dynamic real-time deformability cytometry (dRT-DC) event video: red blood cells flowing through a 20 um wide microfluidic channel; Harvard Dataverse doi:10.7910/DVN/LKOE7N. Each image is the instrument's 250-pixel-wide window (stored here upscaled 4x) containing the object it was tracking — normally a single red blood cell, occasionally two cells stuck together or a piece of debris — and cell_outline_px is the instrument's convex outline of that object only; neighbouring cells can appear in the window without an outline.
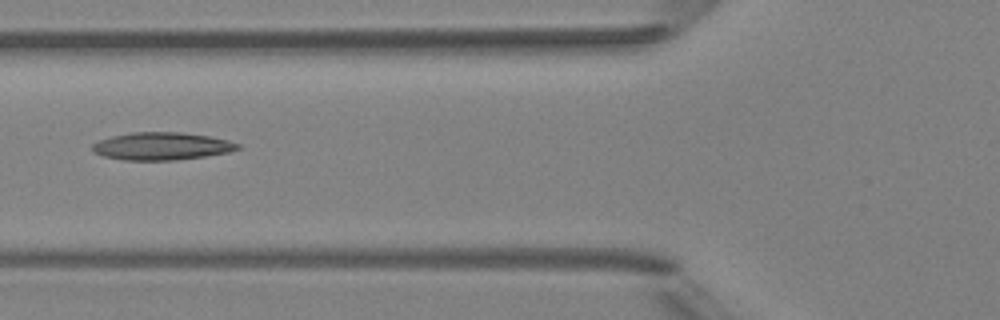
{"species": "Egyptian fruit bat (a non-hibernating species)", "species_latin": "Rousettus aegyptiacus", "temperature_condition": "room temperature", "stored_images_in_passage": 4, "camera_frame_rate_fps": 3000, "um_per_image_px": 0.085, "animal": {"sex": "female"}, "frame": {"image": 1, "passage_image": 4, "time_ms": 3.333, "image_size_px": [1000, 320], "cell_outline_px": [[240, 148], [228, 152], [204, 156], [176, 160], [124, 160], [104, 156], [92, 152], [92, 144], [100, 140], [112, 136], [132, 132], [180, 132], [208, 136], [228, 140], [240, 144]], "centroid_in_image_um": [13.73, 12.42], "position_along_channel_um": 112.1, "area_um2": 23.29}}